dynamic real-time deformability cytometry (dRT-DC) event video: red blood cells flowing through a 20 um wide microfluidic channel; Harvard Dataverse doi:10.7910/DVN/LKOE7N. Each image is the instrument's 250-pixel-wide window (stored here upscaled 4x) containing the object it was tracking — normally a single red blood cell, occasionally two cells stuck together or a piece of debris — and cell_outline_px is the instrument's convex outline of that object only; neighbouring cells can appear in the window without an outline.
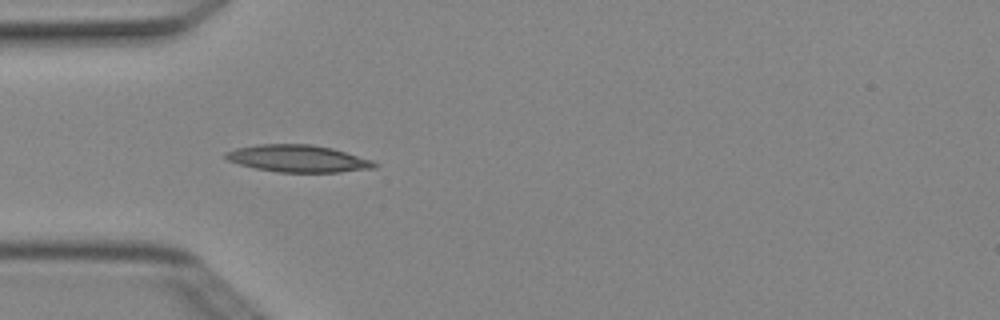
{"species": "Egyptian fruit bat (a non-hibernating species)", "species_latin": "Rousettus aegyptiacus", "temperature_condition": "cold", "stored_images_in_passage": 4, "camera_frame_rate_fps": 3000, "um_per_image_px": 0.085, "animal": {"sex": "female"}, "frame": {"image": 1, "passage_image": 4, "time_ms": 1.0, "image_size_px": [1000, 320], "cell_outline_px": [[376, 168], [340, 172], [276, 172], [256, 168], [240, 164], [228, 160], [224, 156], [224, 152], [236, 148], [260, 144], [312, 144], [332, 148], [372, 160], [376, 164]], "centroid_in_image_um": [25.32, 13.47], "position_along_channel_um": 59.7, "area_um2": 23.41}}